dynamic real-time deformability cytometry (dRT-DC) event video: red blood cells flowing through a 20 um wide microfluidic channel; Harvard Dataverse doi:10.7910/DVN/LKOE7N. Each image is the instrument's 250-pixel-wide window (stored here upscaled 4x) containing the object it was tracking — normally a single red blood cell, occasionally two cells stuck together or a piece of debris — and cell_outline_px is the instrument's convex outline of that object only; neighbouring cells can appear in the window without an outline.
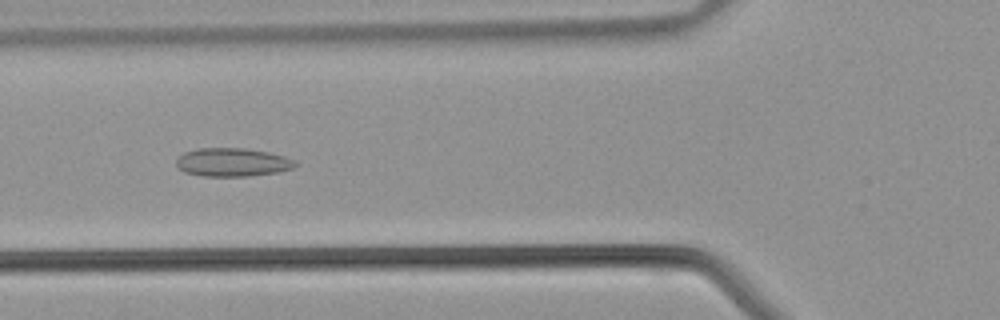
{"species": "common noctule bat (a hibernating species)", "species_latin": "Nyctalus noctula", "temperature_condition": "warm", "stored_images_in_passage": 41, "camera_frame_rate_fps": 3000, "um_per_image_px": 0.085, "animal": {"sex": "male", "body_mass_g": 21.5, "forearm_length_mm": 52.0}, "frame": {"image": 1, "passage_image": 15, "time_ms": 4.667, "image_size_px": [1000, 320], "cell_outline_px": [[296, 164], [292, 168], [276, 172], [248, 176], [204, 176], [184, 172], [176, 168], [176, 160], [184, 152], [196, 148], [244, 148], [268, 152], [284, 156], [296, 160]], "centroid_in_image_um": [19.72, 13.79], "position_along_channel_um": 106.1, "area_um2": 19.71}}
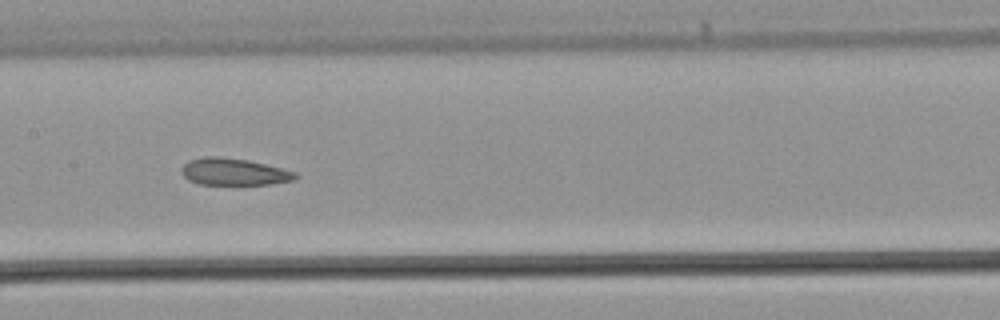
{"frame": {"image": 2, "passage_image": 20, "time_ms": 6.333, "image_size_px": [1000, 320], "cell_outline_px": [[296, 180], [268, 184], [200, 184], [188, 180], [184, 176], [180, 168], [188, 160], [204, 156], [216, 156], [248, 160], [296, 172]], "centroid_in_image_um": [19.84, 14.6], "position_along_channel_um": 187.6, "area_um2": 17.74}}
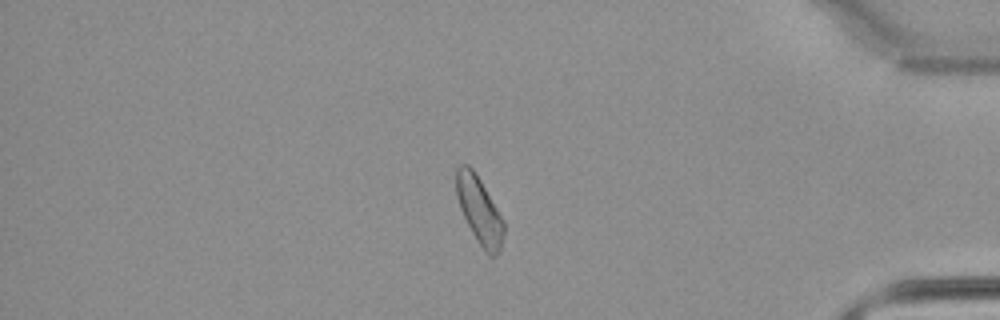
{"frame": {"image": 3, "passage_image": 35, "time_ms": 11.333, "image_size_px": [1000, 320], "cell_outline_px": [[504, 236], [500, 248], [496, 256], [488, 256], [484, 252], [472, 232], [460, 208], [456, 196], [456, 168], [460, 164], [468, 164], [472, 168], [480, 180], [504, 220]], "centroid_in_image_um": [40.74, 17.89], "position_along_channel_um": 394.5, "area_um2": 18.5}}